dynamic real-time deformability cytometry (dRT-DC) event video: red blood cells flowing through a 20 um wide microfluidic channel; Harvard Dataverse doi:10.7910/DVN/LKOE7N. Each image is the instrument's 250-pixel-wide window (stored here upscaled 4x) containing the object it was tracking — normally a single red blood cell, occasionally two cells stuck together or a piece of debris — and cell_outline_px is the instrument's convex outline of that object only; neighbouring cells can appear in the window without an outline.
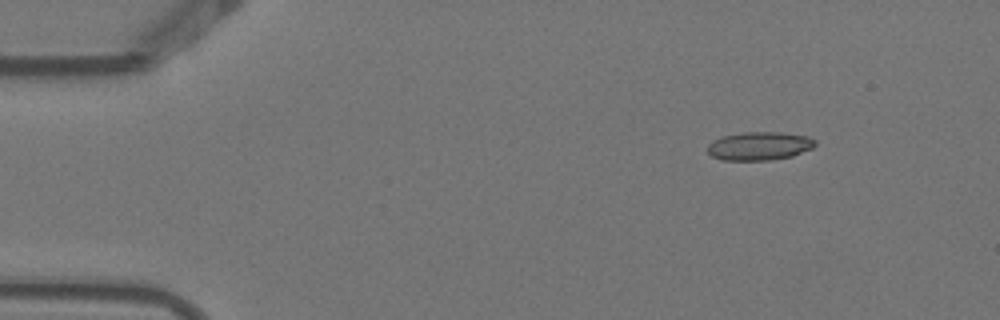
{"species": "Egyptian fruit bat (a non-hibernating species)", "species_latin": "Rousettus aegyptiacus", "temperature_condition": "warm", "stored_images_in_passage": 5, "camera_frame_rate_fps": 3000, "um_per_image_px": 0.085, "animal": {"sex": "female"}, "frame": {"image": 1, "passage_image": 1, "time_ms": 0.0, "image_size_px": [1000, 320], "cell_outline_px": [[816, 144], [812, 148], [792, 156], [772, 160], [724, 160], [712, 156], [708, 152], [708, 144], [712, 140], [724, 136], [744, 132], [780, 132], [808, 136], [816, 140]], "centroid_in_image_um": [64.56, 12.41], "position_along_channel_um": 20.4, "area_um2": 17.8}}
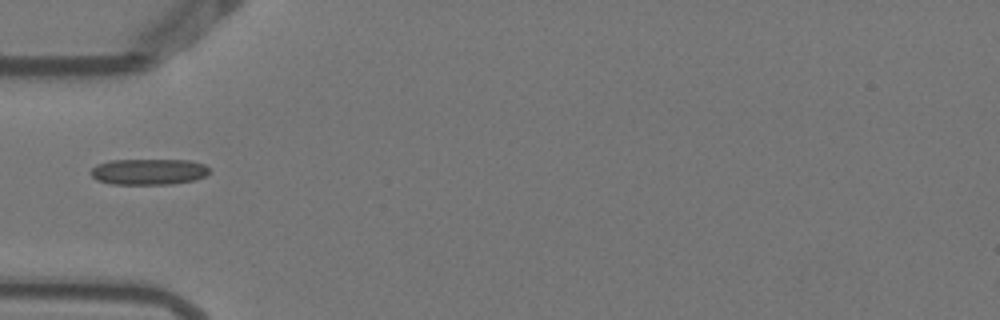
{"frame": {"image": 2, "passage_image": 4, "time_ms": 1.0, "image_size_px": [1000, 320], "cell_outline_px": [[212, 168], [204, 176], [196, 180], [172, 184], [112, 184], [96, 180], [88, 172], [96, 164], [112, 160], [188, 160], [204, 164]], "centroid_in_image_um": [12.63, 14.6], "position_along_channel_um": 72.4, "area_um2": 18.15}}
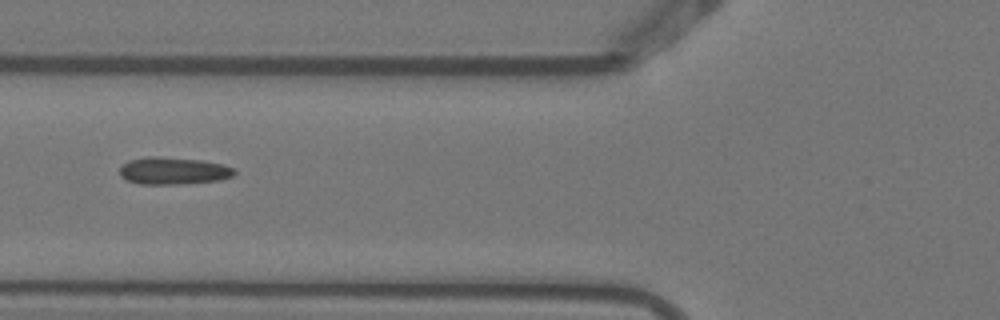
{"frame": {"image": 3, "passage_image": 5, "time_ms": 1.333, "image_size_px": [1000, 320], "cell_outline_px": [[236, 172], [232, 176], [220, 180], [180, 184], [140, 184], [124, 180], [120, 176], [120, 168], [128, 160], [148, 156], [156, 156], [200, 160], [224, 164], [232, 168]], "centroid_in_image_um": [14.7, 14.52], "position_along_channel_um": 111.1, "area_um2": 18.26}}